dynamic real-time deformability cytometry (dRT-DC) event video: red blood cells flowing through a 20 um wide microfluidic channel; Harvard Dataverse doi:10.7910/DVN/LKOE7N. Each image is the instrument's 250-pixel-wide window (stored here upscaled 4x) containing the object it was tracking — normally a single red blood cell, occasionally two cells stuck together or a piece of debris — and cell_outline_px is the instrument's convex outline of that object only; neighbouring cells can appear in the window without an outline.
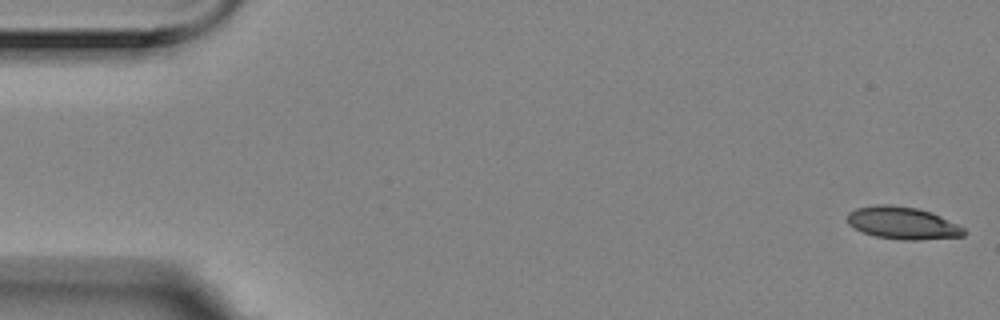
{"species": "Egyptian fruit bat (a non-hibernating species)", "species_latin": "Rousettus aegyptiacus", "temperature_condition": "room temperature", "stored_images_in_passage": 4, "segment_of_instrument_passage": [1, 2], "camera_frame_rate_fps": 3000, "um_per_image_px": 0.085, "animal": {"sex": "female"}, "frame": {"image": 1, "passage_image": 1, "time_ms": 0.0, "image_size_px": [1000, 320], "cell_outline_px": [[968, 232], [964, 236], [920, 240], [900, 240], [876, 236], [864, 232], [848, 224], [848, 212], [856, 208], [876, 204], [892, 204], [916, 208], [932, 212], [964, 228]], "centroid_in_image_um": [76.74, 18.95], "position_along_channel_um": 8.3, "area_um2": 22.02}}